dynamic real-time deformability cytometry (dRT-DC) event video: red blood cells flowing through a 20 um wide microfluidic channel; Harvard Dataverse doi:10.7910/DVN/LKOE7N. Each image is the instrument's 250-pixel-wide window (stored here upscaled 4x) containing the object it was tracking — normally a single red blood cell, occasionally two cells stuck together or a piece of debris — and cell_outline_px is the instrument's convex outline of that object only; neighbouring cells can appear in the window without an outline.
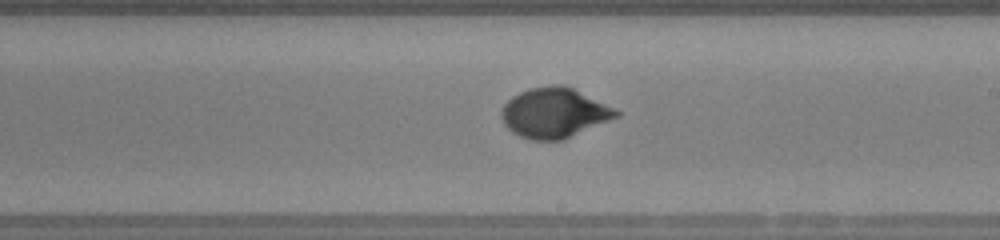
{"species": "human", "species_latin": "Homo sapiens", "temperature_condition": "warm", "stored_images_in_passage": 47, "camera_frame_rate_fps": 3000, "um_per_image_px": 0.085, "donor": {"sex": "female"}, "frame": {"image": 1, "passage_image": 28, "time_ms": 9.0, "image_size_px": [1000, 240], "cell_outline_px": [[620, 116], [564, 140], [532, 140], [520, 136], [512, 132], [504, 124], [500, 116], [500, 112], [504, 104], [512, 96], [520, 92], [532, 88], [552, 84], [564, 84], [616, 108], [620, 112]], "centroid_in_image_um": [47.12, 9.59], "position_along_channel_um": 241.9, "area_um2": 33.64}}
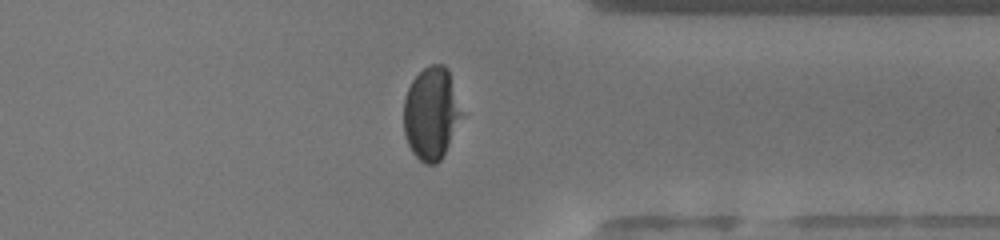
{"frame": {"image": 2, "passage_image": 38, "time_ms": 12.333, "image_size_px": [1000, 240], "cell_outline_px": [[460, 116], [448, 144], [440, 160], [436, 164], [424, 164], [412, 152], [408, 144], [404, 132], [404, 100], [408, 88], [412, 80], [424, 68], [432, 64], [444, 64], [448, 68], [460, 112]], "centroid_in_image_um": [36.6, 9.63], "position_along_channel_um": 374.8, "area_um2": 30.29}}
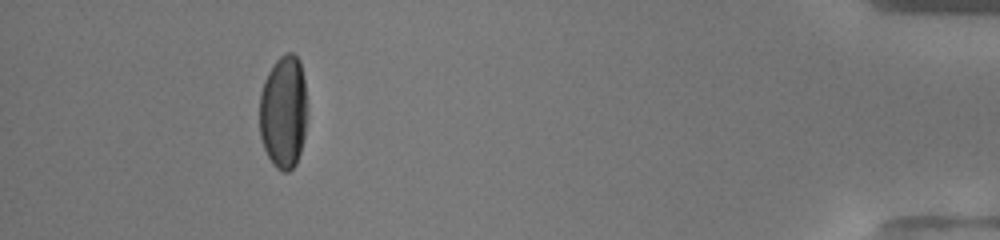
{"frame": {"image": 3, "passage_image": 45, "time_ms": 14.667, "image_size_px": [1000, 240], "cell_outline_px": [[304, 136], [300, 152], [296, 164], [288, 172], [284, 172], [276, 168], [272, 164], [264, 148], [260, 136], [260, 92], [264, 80], [268, 72], [276, 60], [280, 56], [288, 52], [292, 52], [300, 60], [304, 80]], "centroid_in_image_um": [24.06, 9.52], "position_along_channel_um": 411.1, "area_um2": 31.1}, "authors_computed_cell_mechanics": {"area_um2": 31.9634, "velocity_mm_per_s": 4.1856, "shape_relaxation_time_tau1_ms": 4.2345, "shape_relaxation_time_tau2_ms": null, "deformation_change_tau1": 0.2091, "deformation_change_tau2": null}}